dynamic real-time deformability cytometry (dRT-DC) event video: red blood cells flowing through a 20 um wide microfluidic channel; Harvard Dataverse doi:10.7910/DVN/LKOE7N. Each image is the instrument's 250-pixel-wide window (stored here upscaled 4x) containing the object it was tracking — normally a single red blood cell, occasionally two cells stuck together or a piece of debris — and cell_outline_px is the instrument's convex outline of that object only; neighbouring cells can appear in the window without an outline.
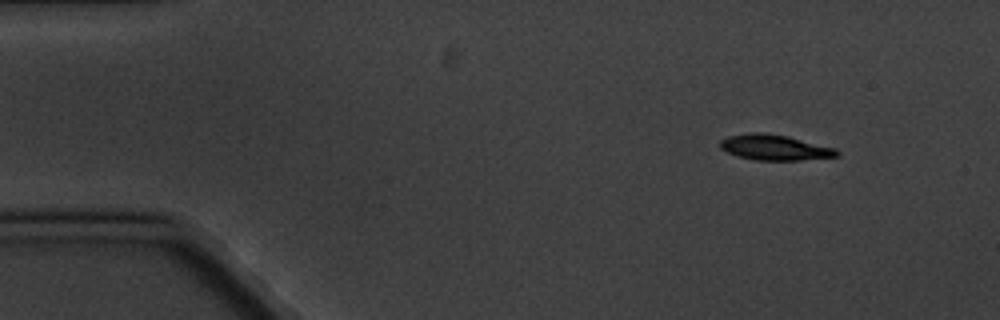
{"species": "common noctule bat (a hibernating species)", "species_latin": "Nyctalus noctula", "temperature_condition": "cold", "stored_images_in_passage": 5, "camera_frame_rate_fps": 3000, "um_per_image_px": 0.085, "animal": {"sex": "male", "body_mass_g": 20.1, "forearm_length_mm": 53.5}, "frame": {"image": 1, "passage_image": 1, "time_ms": 0.0, "image_size_px": [1000, 320], "cell_outline_px": [[840, 156], [800, 160], [756, 160], [740, 156], [728, 152], [720, 148], [720, 140], [728, 136], [748, 132], [764, 132], [788, 136], [836, 148], [840, 152]], "centroid_in_image_um": [65.87, 12.52], "position_along_channel_um": 19.1, "area_um2": 17.4}}
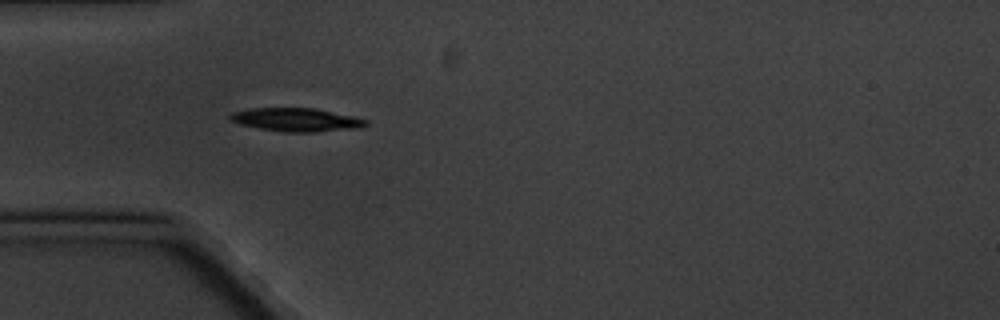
{"frame": {"image": 2, "passage_image": 4, "time_ms": 3.667, "image_size_px": [1000, 320], "cell_outline_px": [[368, 124], [360, 128], [316, 132], [288, 132], [260, 128], [240, 124], [232, 120], [228, 116], [232, 112], [252, 108], [316, 108], [356, 116], [368, 120]], "centroid_in_image_um": [25.27, 10.17], "position_along_channel_um": 59.7, "area_um2": 18.55}}